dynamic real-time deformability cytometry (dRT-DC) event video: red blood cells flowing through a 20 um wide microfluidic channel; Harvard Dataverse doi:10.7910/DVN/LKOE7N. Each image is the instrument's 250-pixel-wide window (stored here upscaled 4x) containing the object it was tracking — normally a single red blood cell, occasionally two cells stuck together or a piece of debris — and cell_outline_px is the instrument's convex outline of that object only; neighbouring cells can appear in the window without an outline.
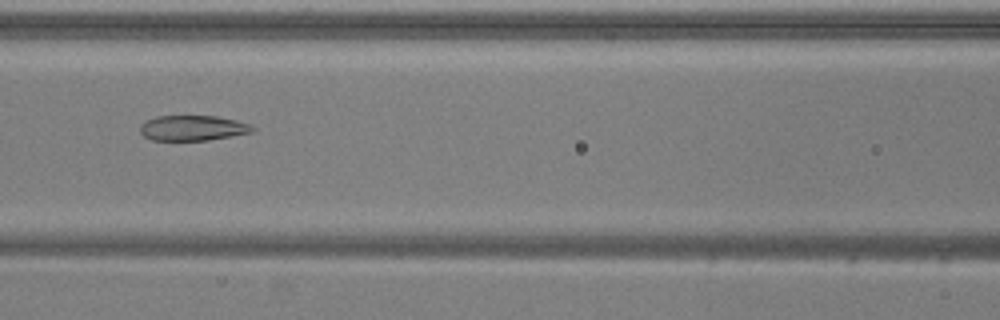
{"species": "common noctule bat (a hibernating species)", "species_latin": "Nyctalus noctula", "temperature_condition": "warm", "stored_images_in_passage": 36, "segment_of_instrument_passage": [1, 2], "camera_frame_rate_fps": 3000, "um_per_image_px": 0.085, "animal": {"sex": "male", "body_mass_g": 20.5, "forearm_length_mm": 52.5}, "frame": {"image": 1, "passage_image": 12, "time_ms": 3.667, "image_size_px": [1000, 320], "cell_outline_px": [[256, 128], [252, 132], [232, 136], [208, 140], [152, 140], [144, 136], [140, 132], [140, 124], [144, 120], [156, 116], [216, 116], [236, 120], [252, 124]], "centroid_in_image_um": [16.38, 10.87], "position_along_channel_um": 150.2, "area_um2": 16.7}}
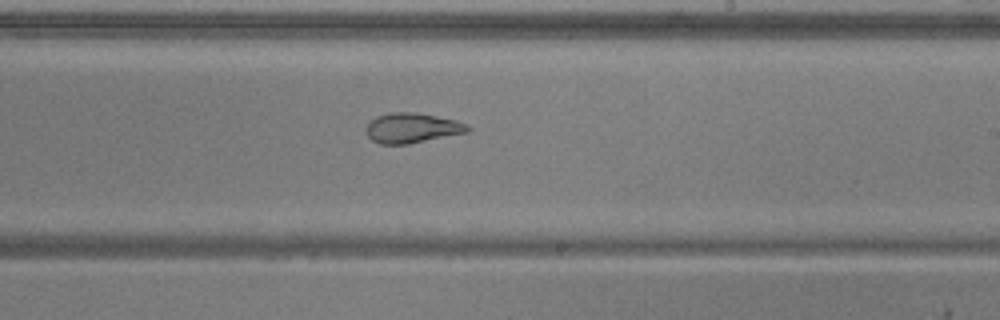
{"frame": {"image": 2, "passage_image": 20, "time_ms": 6.333, "image_size_px": [1000, 320], "cell_outline_px": [[472, 128], [468, 132], [408, 144], [380, 144], [372, 140], [368, 136], [368, 124], [376, 116], [392, 112], [416, 112], [456, 120], [468, 124]], "centroid_in_image_um": [35.07, 10.87], "position_along_channel_um": 253.9, "area_um2": 17.63}}
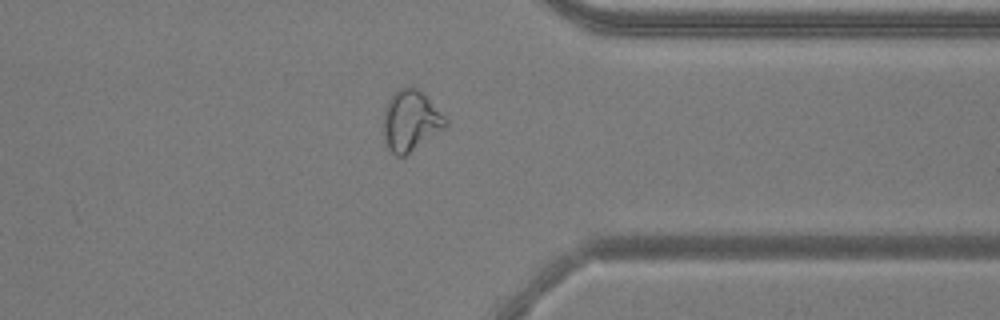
{"frame": {"image": 3, "passage_image": 30, "time_ms": 9.667, "image_size_px": [1000, 320], "cell_outline_px": [[448, 128], [404, 156], [396, 156], [388, 148], [384, 140], [384, 108], [388, 100], [400, 88], [416, 88], [428, 96], [448, 120]], "centroid_in_image_um": [34.95, 10.28], "position_along_channel_um": 376.4, "area_um2": 22.2}}